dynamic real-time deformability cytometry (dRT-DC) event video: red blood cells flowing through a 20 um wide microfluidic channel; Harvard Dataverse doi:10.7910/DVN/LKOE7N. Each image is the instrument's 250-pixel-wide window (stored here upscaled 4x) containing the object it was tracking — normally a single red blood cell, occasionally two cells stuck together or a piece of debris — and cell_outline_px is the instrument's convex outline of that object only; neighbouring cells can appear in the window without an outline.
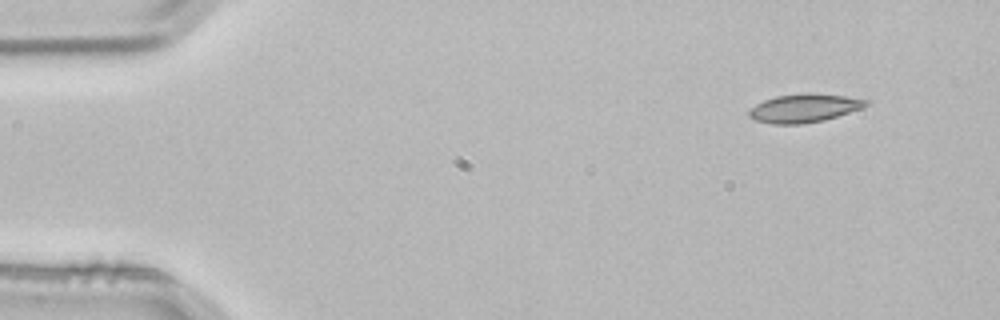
{"species": "common noctule bat (a hibernating species)", "species_latin": "Nyctalus noctula", "temperature_condition": "room temperature", "stored_images_in_passage": 3, "camera_frame_rate_fps": 3000, "um_per_image_px": 0.085, "animal": {"sex": "male", "body_mass_g": 21.5, "forearm_length_mm": 52.0}, "frame": {"image": 1, "passage_image": 1, "time_ms": 0.0, "image_size_px": [1000, 320], "cell_outline_px": [[872, 100], [868, 104], [860, 108], [824, 120], [800, 124], [772, 124], [756, 120], [748, 116], [748, 112], [756, 104], [764, 100], [776, 96], [808, 92], [844, 96]], "centroid_in_image_um": [68.35, 9.18], "position_along_channel_um": 16.7, "area_um2": 19.25}}